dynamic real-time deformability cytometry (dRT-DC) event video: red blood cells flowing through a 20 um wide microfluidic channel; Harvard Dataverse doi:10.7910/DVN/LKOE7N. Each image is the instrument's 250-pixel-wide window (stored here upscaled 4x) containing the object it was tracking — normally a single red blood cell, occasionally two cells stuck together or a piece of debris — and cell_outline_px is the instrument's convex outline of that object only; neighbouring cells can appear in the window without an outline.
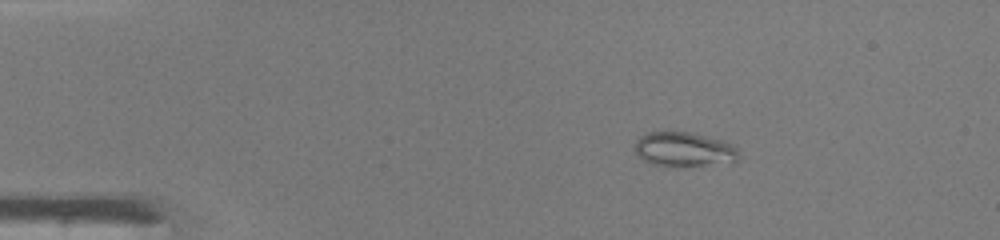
{"species": "common noctule bat (a hibernating species)", "species_latin": "Nyctalus noctula", "temperature_condition": "warm", "stored_images_in_passage": 47, "camera_frame_rate_fps": 3000, "um_per_image_px": 0.085, "animal": {"sex": "male", "body_mass_g": 19.0, "forearm_length_mm": 50.8}, "frame": {"image": 1, "passage_image": 8, "time_ms": 2.333, "image_size_px": [1000, 240], "cell_outline_px": [[736, 160], [672, 168], [652, 164], [644, 160], [636, 152], [636, 140], [640, 136], [648, 132], [692, 132], [724, 140], [732, 144], [736, 148]], "centroid_in_image_um": [58.08, 12.68], "position_along_channel_um": 26.9, "area_um2": 20.63}}
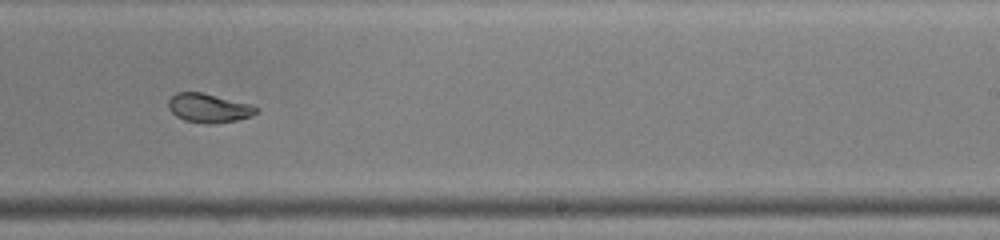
{"frame": {"image": 2, "passage_image": 30, "time_ms": 9.667, "image_size_px": [1000, 240], "cell_outline_px": [[260, 108], [252, 116], [236, 120], [216, 124], [204, 124], [184, 120], [176, 116], [168, 108], [168, 100], [176, 92], [204, 92], [252, 104]], "centroid_in_image_um": [17.76, 9.18], "position_along_channel_um": 271.2, "area_um2": 15.14}}
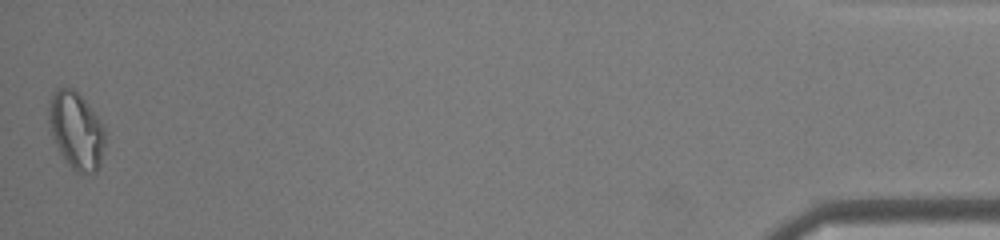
{"frame": {"image": 3, "passage_image": 47, "time_ms": 15.333, "image_size_px": [1000, 240], "cell_outline_px": [[104, 144], [100, 164], [96, 172], [92, 176], [76, 172], [68, 164], [60, 152], [48, 128], [48, 100], [56, 88], [72, 88], [84, 100], [100, 120], [104, 128]], "centroid_in_image_um": [6.45, 11.11], "position_along_channel_um": 428.7, "area_um2": 25.37}, "authors_computed_cell_mechanics": {"area_um2": 18.7272, "velocity_mm_per_s": 4.3088, "shape_relaxation_time_tau1_ms": null, "shape_relaxation_time_tau2_ms": 0.8472, "deformation_change_tau1": null, "deformation_change_tau2": 0.043}}